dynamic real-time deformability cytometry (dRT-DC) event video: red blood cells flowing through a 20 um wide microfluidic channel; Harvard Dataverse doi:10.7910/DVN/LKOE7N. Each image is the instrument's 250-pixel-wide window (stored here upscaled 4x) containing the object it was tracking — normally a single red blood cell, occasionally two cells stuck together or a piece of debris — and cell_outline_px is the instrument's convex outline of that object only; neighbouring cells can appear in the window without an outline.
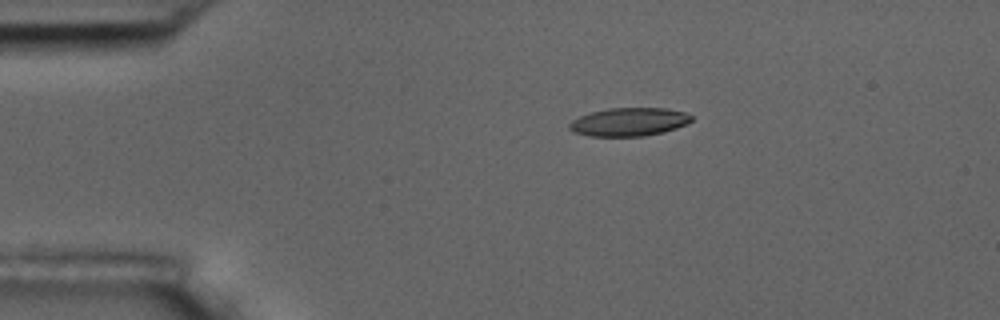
{"species": "common noctule bat (a hibernating species)", "species_latin": "Nyctalus noctula", "temperature_condition": "room temperature", "stored_images_in_passage": 4, "camera_frame_rate_fps": 3000, "um_per_image_px": 0.085, "animal": {"sex": "male", "body_mass_g": 17.5, "forearm_length_mm": 52.3}, "frame": {"image": 1, "passage_image": 1, "time_ms": 0.0, "image_size_px": [1000, 320], "cell_outline_px": [[692, 120], [676, 128], [664, 132], [644, 136], [588, 136], [572, 132], [568, 128], [568, 124], [572, 120], [580, 116], [592, 112], [608, 108], [664, 108], [684, 112], [692, 116]], "centroid_in_image_um": [53.42, 10.37], "position_along_channel_um": 31.6, "area_um2": 20.11}}
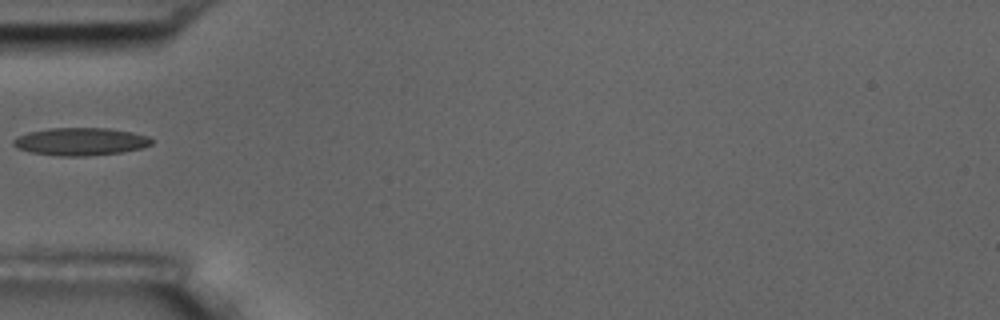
{"frame": {"image": 2, "passage_image": 3, "time_ms": 2.667, "image_size_px": [1000, 320], "cell_outline_px": [[152, 144], [144, 148], [120, 152], [84, 156], [60, 156], [32, 152], [16, 148], [12, 144], [12, 140], [16, 136], [28, 132], [48, 128], [108, 128], [132, 132], [148, 136], [152, 140]], "centroid_in_image_um": [6.82, 12.02], "position_along_channel_um": 78.2, "area_um2": 22.37}}